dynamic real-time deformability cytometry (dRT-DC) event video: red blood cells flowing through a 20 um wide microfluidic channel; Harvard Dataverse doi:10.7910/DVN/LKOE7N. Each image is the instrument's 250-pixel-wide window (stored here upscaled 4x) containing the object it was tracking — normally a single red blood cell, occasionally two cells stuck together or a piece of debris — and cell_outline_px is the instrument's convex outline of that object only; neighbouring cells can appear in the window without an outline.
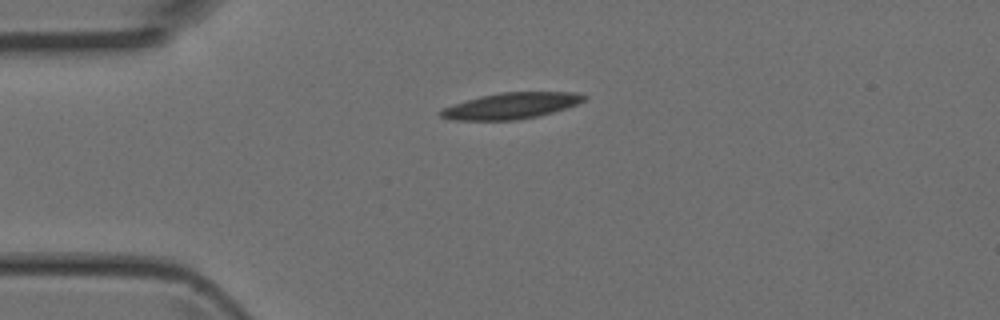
{"species": "Egyptian fruit bat (a non-hibernating species)", "species_latin": "Rousettus aegyptiacus", "temperature_condition": "room temperature", "stored_images_in_passage": 3, "camera_frame_rate_fps": 3000, "um_per_image_px": 0.085, "animal": {"sex": "female"}, "frame": {"image": 1, "passage_image": 1, "time_ms": 0.0, "image_size_px": [1000, 320], "cell_outline_px": [[588, 96], [584, 100], [576, 104], [552, 112], [536, 116], [516, 120], [452, 120], [440, 116], [440, 112], [444, 108], [480, 96], [500, 92], [580, 92]], "centroid_in_image_um": [43.48, 8.98], "position_along_channel_um": 41.5, "area_um2": 21.5}}
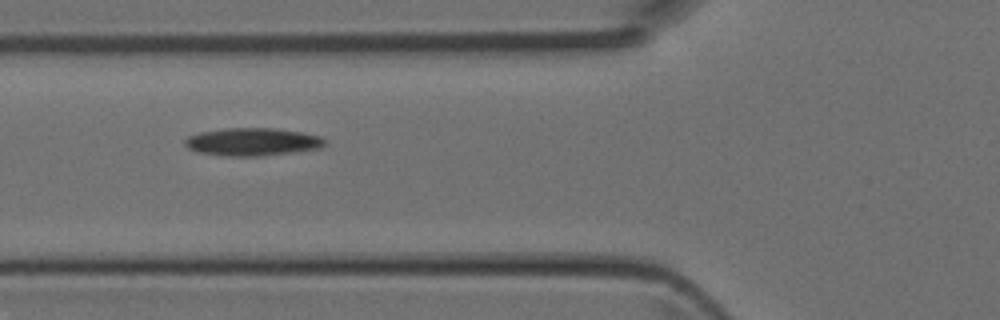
{"frame": {"image": 2, "passage_image": 3, "time_ms": 0.667, "image_size_px": [1000, 320], "cell_outline_px": [[328, 144], [320, 148], [260, 156], [228, 156], [196, 152], [188, 148], [184, 144], [184, 140], [188, 136], [200, 132], [224, 128], [276, 128], [300, 132], [320, 136]], "centroid_in_image_um": [21.43, 12.05], "position_along_channel_um": 104.4, "area_um2": 22.66}}